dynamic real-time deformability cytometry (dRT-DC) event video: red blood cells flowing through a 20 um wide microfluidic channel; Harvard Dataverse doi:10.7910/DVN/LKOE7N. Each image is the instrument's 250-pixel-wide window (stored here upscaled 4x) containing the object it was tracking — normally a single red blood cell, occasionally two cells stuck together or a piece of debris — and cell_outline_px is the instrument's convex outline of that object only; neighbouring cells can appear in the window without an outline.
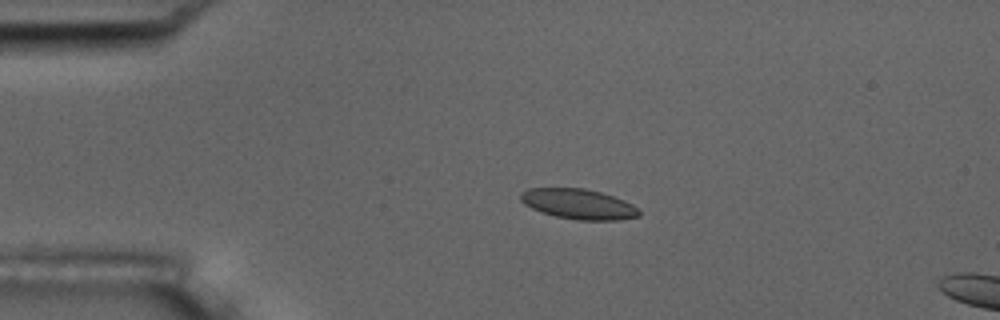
{"species": "common noctule bat (a hibernating species)", "species_latin": "Nyctalus noctula", "temperature_condition": "room temperature", "stored_images_in_passage": 6, "camera_frame_rate_fps": 3000, "um_per_image_px": 0.085, "animal": {"sex": "male", "body_mass_g": 17.5, "forearm_length_mm": 52.3}, "frame": {"image": 1, "passage_image": 4, "time_ms": 3.333, "image_size_px": [1000, 320], "cell_outline_px": [[640, 216], [620, 220], [576, 220], [556, 216], [540, 212], [524, 204], [520, 200], [520, 192], [528, 188], [584, 188], [600, 192], [624, 200], [632, 204], [640, 212]], "centroid_in_image_um": [49.15, 17.34], "position_along_channel_um": 35.9, "area_um2": 20.87}}